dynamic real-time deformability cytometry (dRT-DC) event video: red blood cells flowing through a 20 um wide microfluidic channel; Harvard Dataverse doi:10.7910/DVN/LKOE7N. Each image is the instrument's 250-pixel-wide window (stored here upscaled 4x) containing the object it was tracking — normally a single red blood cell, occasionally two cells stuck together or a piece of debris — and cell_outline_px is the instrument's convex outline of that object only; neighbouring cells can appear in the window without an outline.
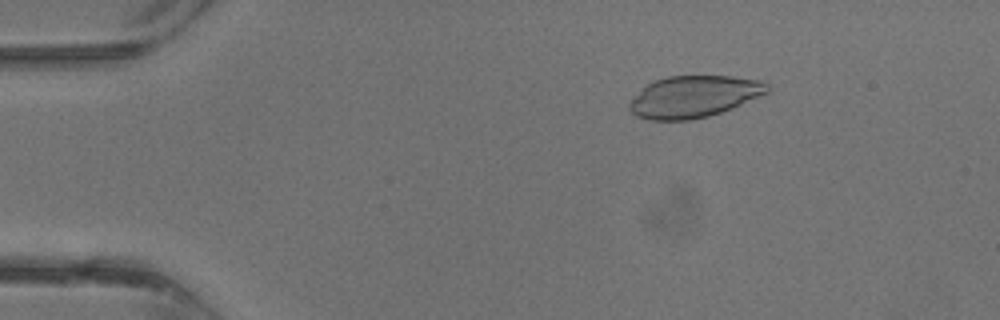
{"species": "common noctule bat (a hibernating species)", "species_latin": "Nyctalus noctula", "temperature_condition": "warm", "stored_images_in_passage": 38, "camera_frame_rate_fps": 3000, "um_per_image_px": 0.085, "animal": {"sex": "male", "body_mass_g": 13.3}, "frame": {"image": 1, "passage_image": 6, "time_ms": 1.667, "image_size_px": [1000, 320], "cell_outline_px": [[768, 92], [760, 96], [732, 108], [708, 116], [688, 120], [648, 120], [636, 116], [628, 108], [628, 104], [648, 84], [656, 80], [668, 76], [732, 76], [760, 80], [768, 84]], "centroid_in_image_um": [58.99, 8.21], "position_along_channel_um": 26.0, "area_um2": 33.18}}
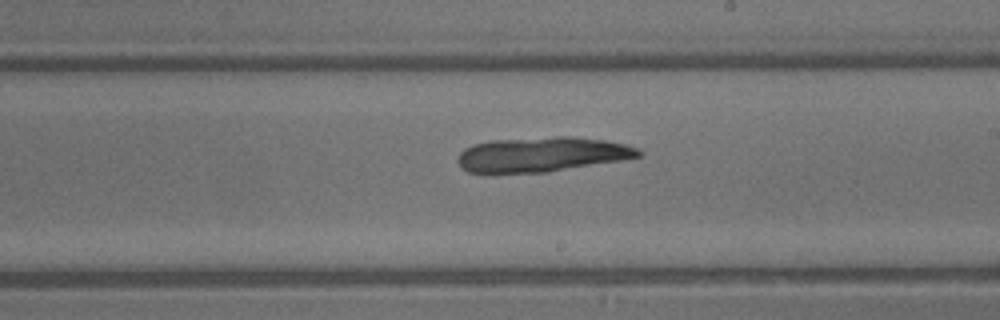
{"frame": {"image": 2, "passage_image": 22, "time_ms": 7.0, "image_size_px": [1000, 320], "cell_outline_px": [[644, 152], [640, 156], [620, 160], [548, 172], [468, 172], [460, 168], [456, 160], [460, 152], [464, 148], [472, 144], [492, 140], [556, 136], [572, 136], [608, 140], [624, 144], [636, 148]], "centroid_in_image_um": [46.04, 13.11], "position_along_channel_um": 243.0, "area_um2": 36.65}}
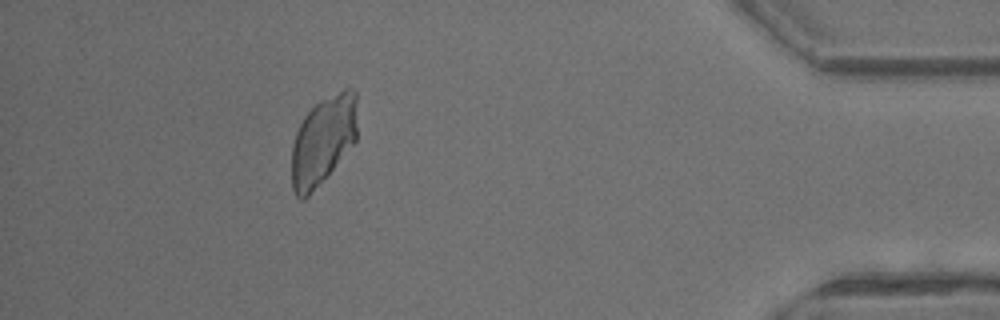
{"frame": {"image": 3, "passage_image": 34, "time_ms": 11.0, "image_size_px": [1000, 320], "cell_outline_px": [[356, 140], [308, 196], [304, 200], [300, 200], [296, 196], [292, 188], [292, 144], [296, 132], [304, 116], [320, 100], [348, 84], [356, 92]], "centroid_in_image_um": [27.46, 11.87], "position_along_channel_um": 407.7, "area_um2": 33.7}}